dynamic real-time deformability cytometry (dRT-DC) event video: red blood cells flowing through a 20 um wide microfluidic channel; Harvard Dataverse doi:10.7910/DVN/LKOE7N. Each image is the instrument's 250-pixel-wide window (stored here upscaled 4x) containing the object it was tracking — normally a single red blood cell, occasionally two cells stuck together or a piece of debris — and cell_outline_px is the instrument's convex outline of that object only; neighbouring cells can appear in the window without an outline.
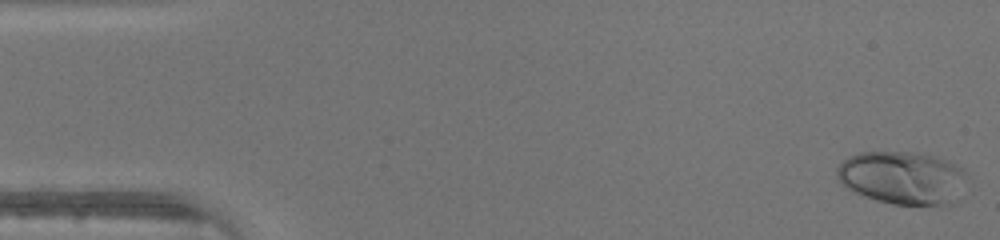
{"species": "human", "species_latin": "Homo sapiens", "temperature_condition": "warm", "stored_images_in_passage": 46, "camera_frame_rate_fps": 3000, "um_per_image_px": 0.085, "donor": {"sex": "male"}, "frame": {"image": 1, "passage_image": 1, "time_ms": 0.0, "image_size_px": [1000, 240], "cell_outline_px": [[964, 172], [948, 204], [892, 204], [864, 196], [848, 188], [836, 180], [836, 168], [848, 156], [860, 152], [908, 152], [936, 156], [964, 168]], "centroid_in_image_um": [76.54, 15.07], "position_along_channel_um": 8.5, "area_um2": 38.84}}
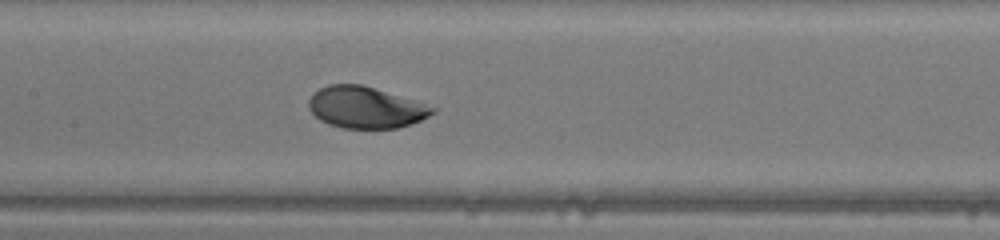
{"frame": {"image": 2, "passage_image": 22, "time_ms": 7.0, "image_size_px": [1000, 240], "cell_outline_px": [[440, 108], [436, 112], [420, 120], [396, 128], [340, 128], [328, 124], [320, 120], [308, 108], [308, 100], [320, 88], [328, 84], [360, 84], [416, 100]], "centroid_in_image_um": [31.1, 9.13], "position_along_channel_um": 176.3, "area_um2": 29.94}}
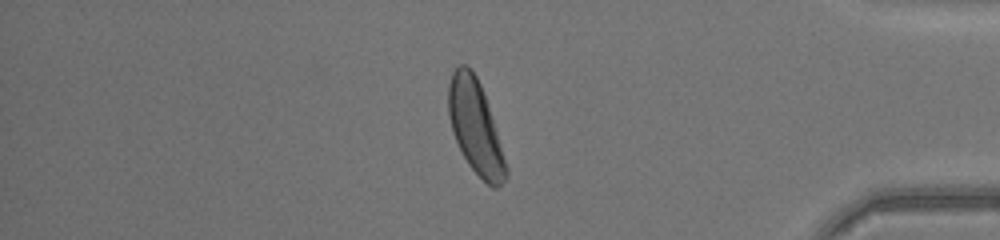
{"frame": {"image": 3, "passage_image": 39, "time_ms": 12.667, "image_size_px": [1000, 240], "cell_outline_px": [[508, 176], [496, 188], [492, 188], [468, 164], [452, 132], [448, 116], [448, 84], [452, 72], [460, 64], [468, 64], [472, 68], [480, 84], [508, 168]], "centroid_in_image_um": [40.38, 10.76], "position_along_channel_um": 394.8, "area_um2": 30.75}}